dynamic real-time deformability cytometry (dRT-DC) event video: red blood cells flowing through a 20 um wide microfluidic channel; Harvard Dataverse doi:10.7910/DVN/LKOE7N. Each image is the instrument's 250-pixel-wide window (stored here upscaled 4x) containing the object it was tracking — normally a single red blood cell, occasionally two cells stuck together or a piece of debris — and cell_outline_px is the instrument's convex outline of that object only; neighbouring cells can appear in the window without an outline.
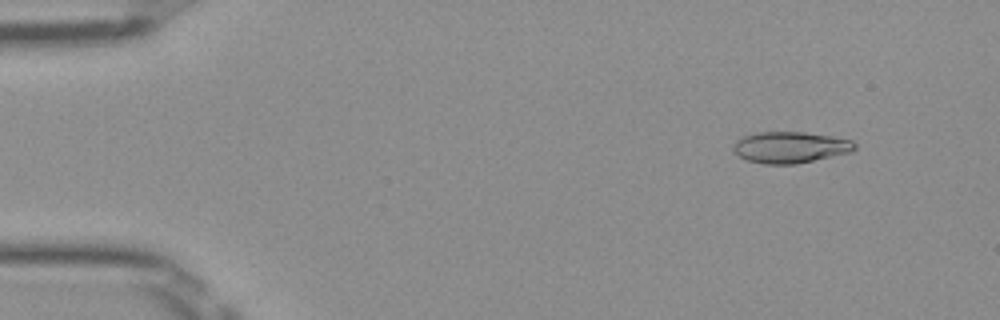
{"species": "Egyptian fruit bat (a non-hibernating species)", "species_latin": "Rousettus aegyptiacus", "temperature_condition": "room temperature", "stored_images_in_passage": 50, "camera_frame_rate_fps": 3000, "um_per_image_px": 0.085, "frame": {"image": 1, "passage_image": 5, "time_ms": 1.333, "image_size_px": [1000, 320], "cell_outline_px": [[856, 148], [852, 152], [796, 164], [764, 164], [748, 160], [740, 156], [732, 148], [732, 144], [736, 140], [744, 136], [756, 132], [804, 132], [852, 140], [856, 144]], "centroid_in_image_um": [67.17, 12.52], "position_along_channel_um": 17.8, "area_um2": 22.08}}
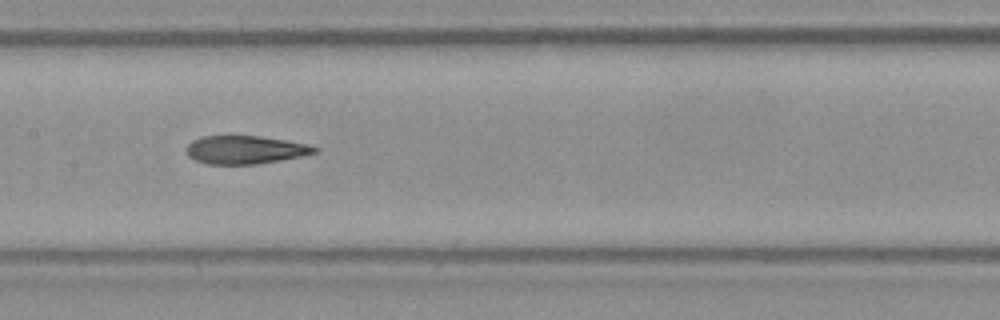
{"frame": {"image": 2, "passage_image": 25, "time_ms": 8.0, "image_size_px": [1000, 320], "cell_outline_px": [[320, 148], [316, 152], [300, 156], [280, 160], [256, 164], [208, 164], [196, 160], [188, 156], [188, 144], [192, 140], [200, 136], [260, 136], [308, 144]], "centroid_in_image_um": [20.84, 12.73], "position_along_channel_um": 186.6, "area_um2": 20.87}}
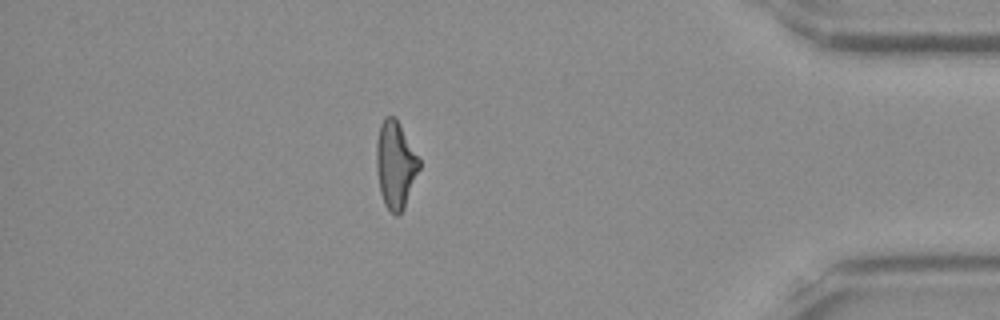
{"frame": {"image": 3, "passage_image": 44, "time_ms": 14.333, "image_size_px": [1000, 320], "cell_outline_px": [[420, 168], [404, 208], [396, 216], [384, 204], [380, 192], [376, 168], [376, 140], [380, 124], [384, 116], [396, 116], [420, 160]], "centroid_in_image_um": [33.6, 13.96], "position_along_channel_um": 401.6, "area_um2": 21.85}, "authors_computed_cell_mechanics": {"area_um2": 22.0218, "velocity_mm_per_s": 4.0223, "shape_relaxation_time_tau1_ms": null, "shape_relaxation_time_tau2_ms": 3.4937, "deformation_change_tau1": null, "deformation_change_tau2": 0.1247}}